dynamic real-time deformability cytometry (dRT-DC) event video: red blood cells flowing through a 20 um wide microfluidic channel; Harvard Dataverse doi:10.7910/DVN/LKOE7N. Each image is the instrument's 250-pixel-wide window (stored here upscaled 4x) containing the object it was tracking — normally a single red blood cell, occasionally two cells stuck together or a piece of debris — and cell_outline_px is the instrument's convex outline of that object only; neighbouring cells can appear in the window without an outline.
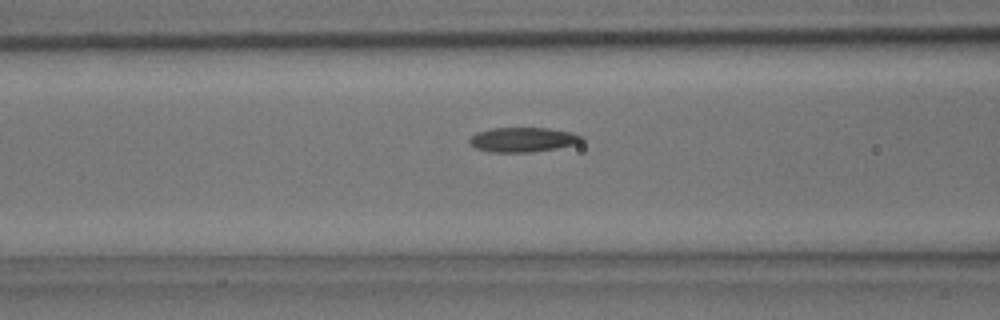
{"species": "common noctule bat (a hibernating species)", "species_latin": "Nyctalus noctula", "temperature_condition": "room temperature", "stored_images_in_passage": 6, "camera_frame_rate_fps": 3000, "um_per_image_px": 0.085, "animal": {"sex": "male", "body_mass_g": 15.6}, "frame": {"image": 1, "passage_image": 6, "time_ms": 1.667, "image_size_px": [1000, 320], "cell_outline_px": [[584, 140], [580, 144], [556, 148], [528, 152], [488, 152], [476, 148], [468, 144], [468, 140], [476, 132], [492, 128], [548, 128], [572, 132], [584, 136]], "centroid_in_image_um": [44.46, 11.87], "position_along_channel_um": 122.1, "area_um2": 16.3}}